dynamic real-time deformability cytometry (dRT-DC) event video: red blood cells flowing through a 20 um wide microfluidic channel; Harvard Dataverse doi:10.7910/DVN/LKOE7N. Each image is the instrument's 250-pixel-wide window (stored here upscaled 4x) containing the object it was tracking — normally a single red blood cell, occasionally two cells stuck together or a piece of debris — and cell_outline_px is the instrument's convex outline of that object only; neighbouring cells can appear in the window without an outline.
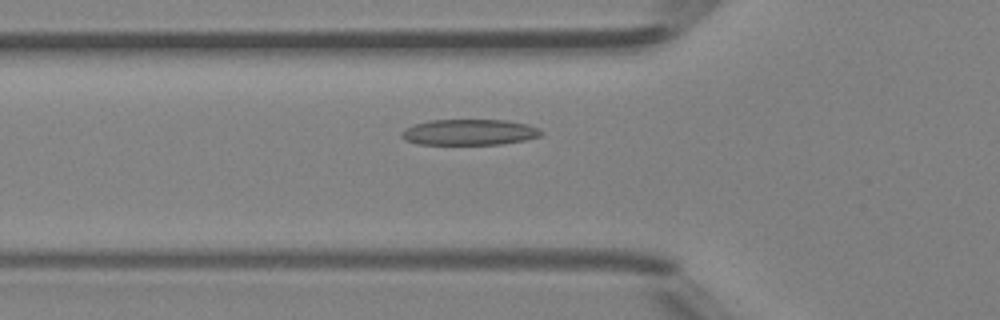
{"species": "Egyptian fruit bat (a non-hibernating species)", "species_latin": "Rousettus aegyptiacus", "temperature_condition": "room temperature", "stored_images_in_passage": 45, "camera_frame_rate_fps": 3000, "um_per_image_px": 0.085, "animal": {"sex": "female"}, "frame": {"image": 1, "passage_image": 14, "time_ms": 4.333, "image_size_px": [1000, 320], "cell_outline_px": [[544, 132], [540, 136], [524, 140], [500, 144], [420, 144], [404, 140], [400, 136], [400, 132], [404, 128], [412, 124], [428, 120], [508, 120], [528, 124], [540, 128]], "centroid_in_image_um": [39.87, 11.23], "position_along_channel_um": 85.9, "area_um2": 21.27}}
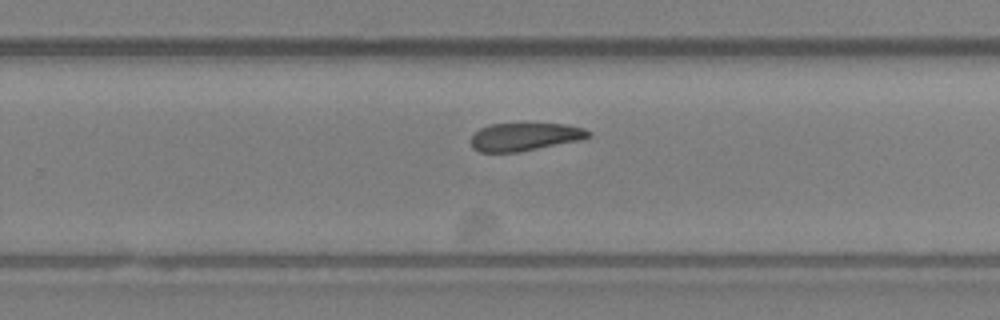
{"frame": {"image": 2, "passage_image": 28, "time_ms": 9.0, "image_size_px": [1000, 320], "cell_outline_px": [[592, 136], [580, 140], [516, 152], [480, 152], [472, 148], [472, 136], [480, 128], [488, 124], [564, 124], [584, 128], [592, 132]], "centroid_in_image_um": [44.62, 11.62], "position_along_channel_um": 285.2, "area_um2": 18.96}}
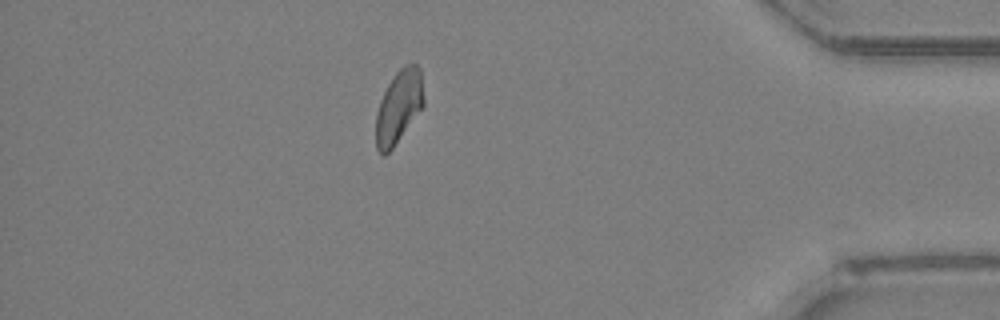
{"frame": {"image": 3, "passage_image": 39, "time_ms": 12.667, "image_size_px": [1000, 320], "cell_outline_px": [[424, 104], [392, 148], [384, 156], [376, 148], [376, 112], [380, 100], [392, 76], [404, 64], [416, 64], [420, 68], [424, 96]], "centroid_in_image_um": [33.88, 9.03], "position_along_channel_um": 401.3, "area_um2": 20.11}, "authors_computed_cell_mechanics": {"area_um2": 20.7502, "velocity_mm_per_s": 4.2836, "shape_relaxation_time_tau1_ms": 3.9799, "shape_relaxation_time_tau2_ms": 6.8477, "deformation_change_tau1": 0.0995, "deformation_change_tau2": 0.1702}}